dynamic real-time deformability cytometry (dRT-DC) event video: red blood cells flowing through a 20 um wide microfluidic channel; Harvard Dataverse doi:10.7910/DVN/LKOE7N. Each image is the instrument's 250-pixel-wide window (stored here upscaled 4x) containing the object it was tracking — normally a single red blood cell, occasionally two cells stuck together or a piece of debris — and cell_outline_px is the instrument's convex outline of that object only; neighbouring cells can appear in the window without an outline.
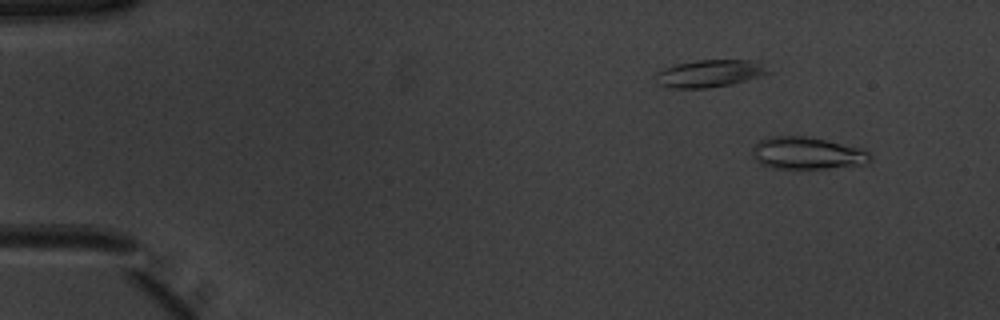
{"species": "common noctule bat (a hibernating species)", "species_latin": "Nyctalus noctula", "temperature_condition": "warm", "stored_images_in_passage": 51, "camera_frame_rate_fps": 3000, "um_per_image_px": 0.085, "animal": {"sex": "male", "body_mass_g": 20.1, "forearm_length_mm": 53.5}, "frame": {"image": 1, "passage_image": 4, "time_ms": 1.0, "image_size_px": [1000, 320], "cell_outline_px": [[872, 160], [864, 164], [828, 168], [772, 168], [760, 164], [756, 160], [752, 148], [760, 140], [772, 136], [804, 136], [824, 140], [860, 148], [868, 152], [872, 156]], "centroid_in_image_um": [68.6, 13.03], "position_along_channel_um": 16.4, "area_um2": 21.79}}
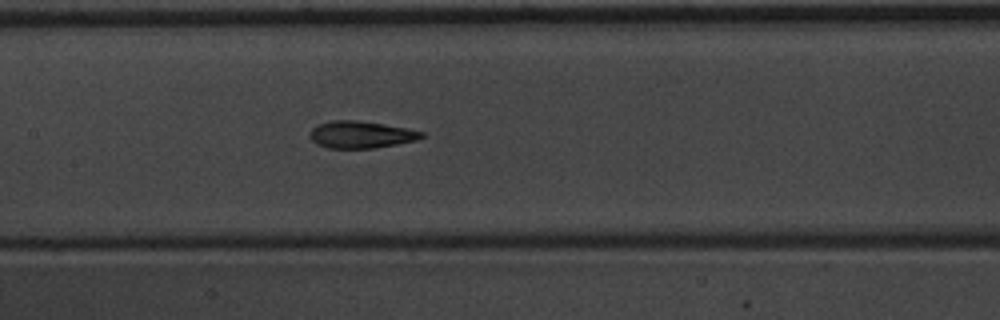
{"frame": {"image": 2, "passage_image": 25, "time_ms": 8.0, "image_size_px": [1000, 320], "cell_outline_px": [[424, 136], [416, 140], [376, 148], [328, 148], [316, 144], [308, 136], [308, 132], [312, 128], [320, 124], [332, 120], [356, 120], [384, 124], [424, 132]], "centroid_in_image_um": [30.63, 11.44], "position_along_channel_um": 176.8, "area_um2": 17.57}}
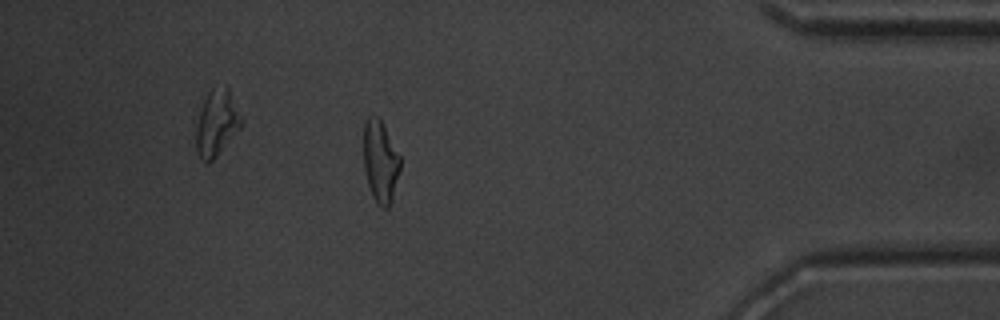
{"frame": {"image": 3, "passage_image": 45, "time_ms": 14.667, "image_size_px": [1000, 320], "cell_outline_px": [[400, 168], [392, 200], [388, 208], [384, 208], [372, 196], [368, 184], [364, 168], [364, 120], [368, 116], [376, 116], [380, 120], [400, 156]], "centroid_in_image_um": [32.32, 13.72], "position_along_channel_um": 402.9, "area_um2": 17.17}, "authors_computed_cell_mechanics": {"area_um2": 18.207, "velocity_mm_per_s": 3.9527, "shape_relaxation_time_tau1_ms": 3.7005, "shape_relaxation_time_tau2_ms": 2.3142, "deformation_change_tau1": 0.1698, "deformation_change_tau2": 0.1}}